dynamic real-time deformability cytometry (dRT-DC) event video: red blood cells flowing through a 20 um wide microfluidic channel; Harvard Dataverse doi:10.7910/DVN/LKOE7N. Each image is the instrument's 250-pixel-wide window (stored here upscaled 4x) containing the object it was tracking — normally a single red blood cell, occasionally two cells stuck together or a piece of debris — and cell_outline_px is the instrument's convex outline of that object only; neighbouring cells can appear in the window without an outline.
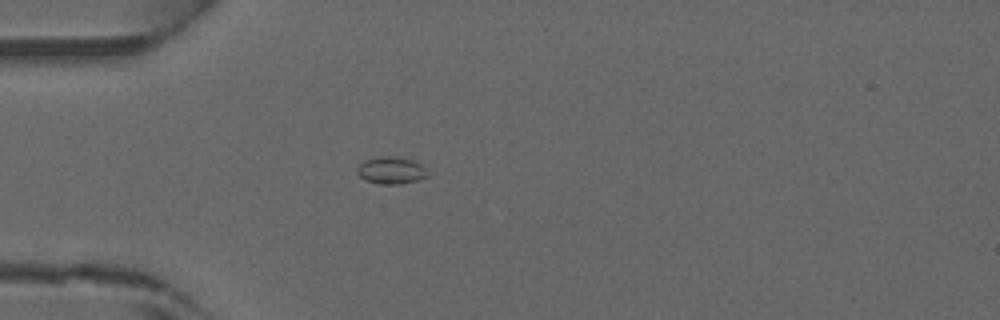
{"species": "common noctule bat (a hibernating species)", "species_latin": "Nyctalus noctula", "temperature_condition": "warm", "stored_images_in_passage": 41, "camera_frame_rate_fps": 3000, "um_per_image_px": 0.085, "animal": {"sex": "male", "forearm_length_mm": 52.5}, "frame": {"image": 1, "passage_image": 9, "time_ms": 2.667, "image_size_px": [1000, 320], "cell_outline_px": [[428, 176], [416, 180], [400, 184], [380, 184], [368, 180], [360, 176], [356, 172], [356, 168], [364, 160], [380, 156], [388, 156], [412, 160], [420, 164], [424, 168]], "centroid_in_image_um": [33.21, 14.48], "position_along_channel_um": 51.8, "area_um2": 10.87}}